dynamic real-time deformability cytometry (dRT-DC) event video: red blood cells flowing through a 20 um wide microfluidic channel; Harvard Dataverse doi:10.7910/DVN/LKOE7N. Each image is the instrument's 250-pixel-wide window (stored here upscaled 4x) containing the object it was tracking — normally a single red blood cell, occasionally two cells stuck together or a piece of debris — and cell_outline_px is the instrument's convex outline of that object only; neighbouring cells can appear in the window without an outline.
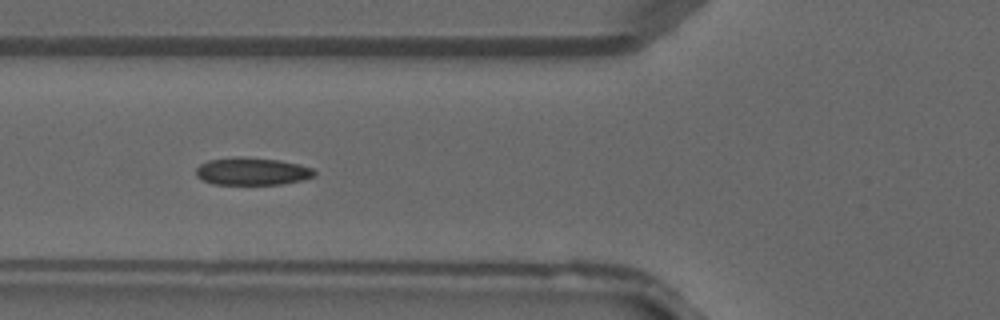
{"species": "common noctule bat (a hibernating species)", "species_latin": "Nyctalus noctula", "temperature_condition": "warm", "stored_images_in_passage": 41, "camera_frame_rate_fps": 3000, "um_per_image_px": 0.085, "animal": {"sex": "male", "forearm_length_mm": 52.5}, "frame": {"image": 1, "passage_image": 16, "time_ms": 5.0, "image_size_px": [1000, 320], "cell_outline_px": [[316, 176], [304, 180], [280, 184], [212, 184], [196, 176], [196, 168], [200, 164], [208, 160], [236, 156], [244, 156], [280, 160], [300, 164], [312, 168], [316, 172]], "centroid_in_image_um": [21.45, 14.55], "position_along_channel_um": 104.4, "area_um2": 19.25}}
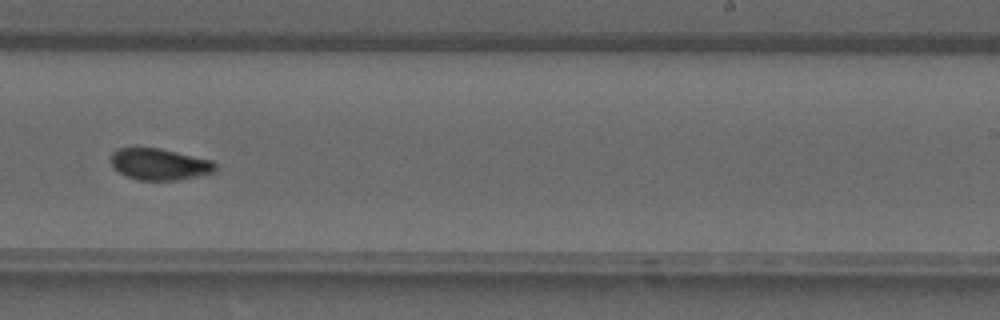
{"frame": {"image": 2, "passage_image": 26, "time_ms": 8.333, "image_size_px": [1000, 320], "cell_outline_px": [[216, 172], [180, 180], [136, 180], [112, 168], [112, 152], [116, 148], [160, 148], [212, 160], [216, 164]], "centroid_in_image_um": [13.58, 13.96], "position_along_channel_um": 275.4, "area_um2": 19.25}}
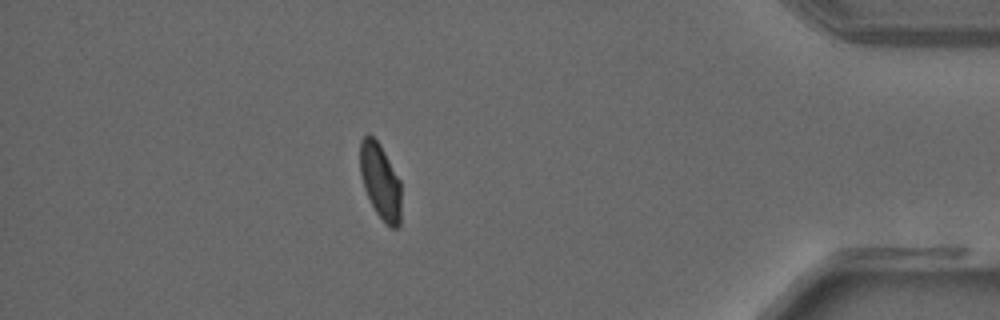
{"frame": {"image": 3, "passage_image": 36, "time_ms": 11.667, "image_size_px": [1000, 320], "cell_outline_px": [[400, 224], [396, 228], [392, 228], [376, 212], [364, 188], [360, 176], [360, 140], [368, 132], [380, 144], [400, 180]], "centroid_in_image_um": [32.31, 15.36], "position_along_channel_um": 402.9, "area_um2": 17.92}}